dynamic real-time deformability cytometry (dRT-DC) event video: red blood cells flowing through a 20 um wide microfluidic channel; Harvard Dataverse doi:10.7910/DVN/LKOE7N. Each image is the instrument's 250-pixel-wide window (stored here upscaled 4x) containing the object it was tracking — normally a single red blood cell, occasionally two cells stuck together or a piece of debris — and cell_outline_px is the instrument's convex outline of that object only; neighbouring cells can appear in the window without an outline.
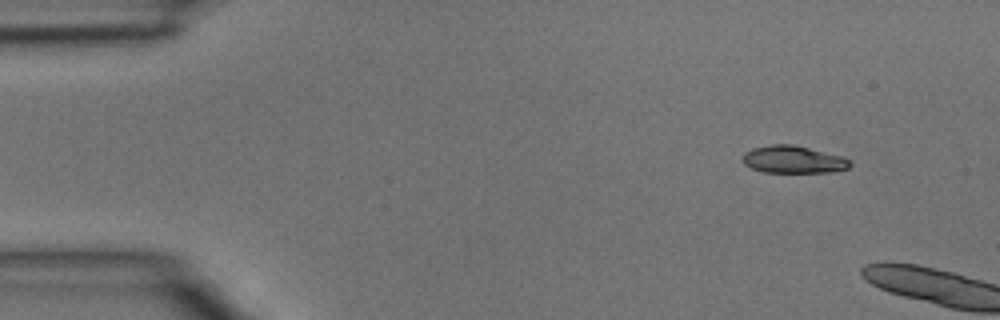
{"species": "common noctule bat (a hibernating species)", "species_latin": "Nyctalus noctula", "temperature_condition": "room temperature", "stored_images_in_passage": 2, "camera_frame_rate_fps": 3000, "um_per_image_px": 0.085, "animal": {"sex": "male", "body_mass_g": 15.6}, "frame": {"image": 1, "passage_image": 1, "time_ms": 0.0, "image_size_px": [1000, 320], "cell_outline_px": [[852, 164], [848, 168], [828, 172], [764, 172], [752, 168], [744, 164], [740, 160], [744, 152], [752, 148], [772, 144], [792, 144], [840, 156], [852, 160]], "centroid_in_image_um": [67.38, 13.56], "position_along_channel_um": 17.6, "area_um2": 17.11}}